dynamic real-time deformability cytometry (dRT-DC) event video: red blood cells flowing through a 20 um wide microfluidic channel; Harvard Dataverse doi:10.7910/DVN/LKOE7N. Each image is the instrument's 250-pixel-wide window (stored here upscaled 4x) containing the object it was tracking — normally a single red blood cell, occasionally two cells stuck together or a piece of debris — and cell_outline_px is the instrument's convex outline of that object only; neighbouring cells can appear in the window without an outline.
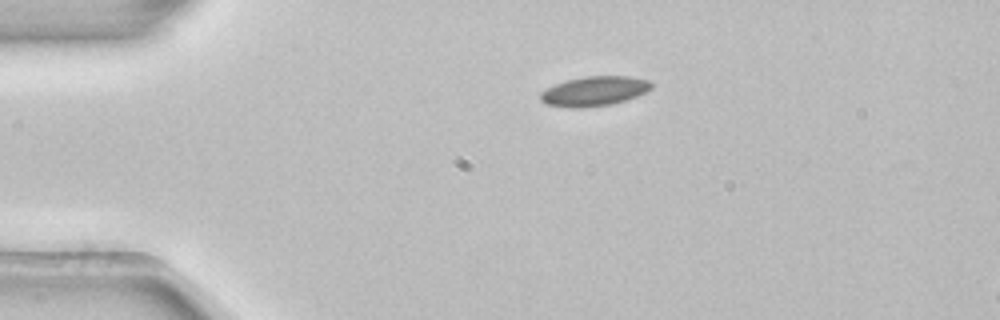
{"species": "common noctule bat (a hibernating species)", "species_latin": "Nyctalus noctula", "temperature_condition": "room temperature", "stored_images_in_passage": 40, "camera_frame_rate_fps": 3000, "um_per_image_px": 0.085, "animal": {"sex": "female", "body_mass_g": 22.7, "forearm_length_mm": 54.2}, "frame": {"image": 1, "passage_image": 1, "time_ms": 0.0, "image_size_px": [1000, 320], "cell_outline_px": [[652, 88], [636, 96], [624, 100], [608, 104], [580, 108], [572, 108], [544, 104], [540, 100], [540, 92], [556, 84], [568, 80], [584, 76], [632, 76], [652, 80]], "centroid_in_image_um": [50.52, 7.73], "position_along_channel_um": 34.5, "area_um2": 19.07}}
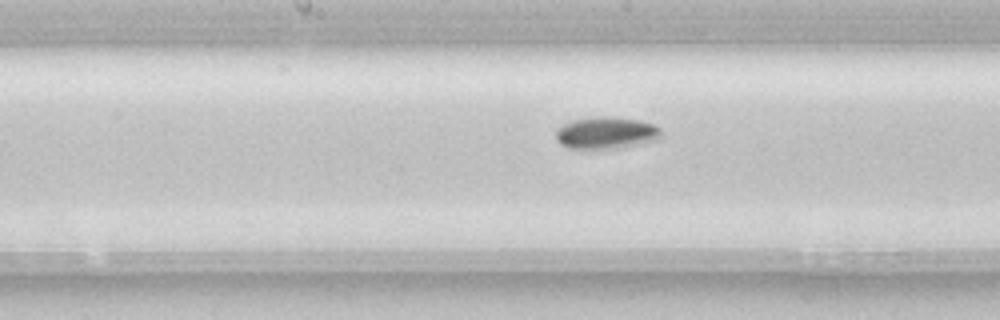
{"frame": {"image": 2, "passage_image": 17, "time_ms": 5.333, "image_size_px": [1000, 320], "cell_outline_px": [[660, 136], [656, 140], [640, 144], [620, 148], [568, 148], [560, 144], [556, 140], [556, 128], [572, 120], [600, 116], [612, 116], [640, 120], [652, 124], [660, 128]], "centroid_in_image_um": [51.5, 11.29], "position_along_channel_um": 196.7, "area_um2": 19.65}}
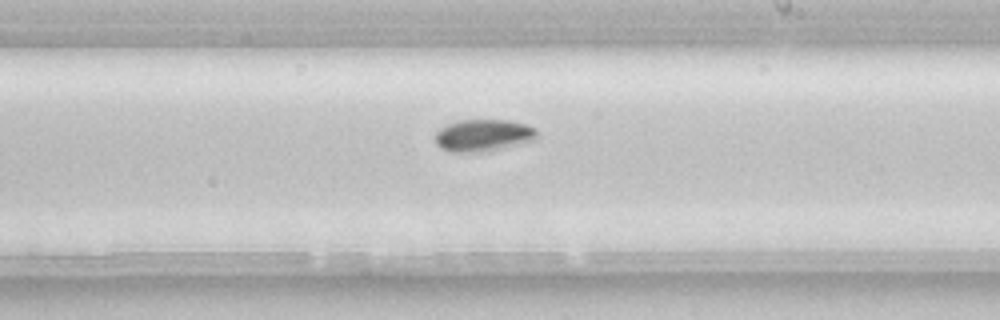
{"frame": {"image": 3, "passage_image": 21, "time_ms": 6.667, "image_size_px": [1000, 320], "cell_outline_px": [[536, 140], [500, 148], [472, 152], [452, 152], [440, 148], [436, 144], [436, 132], [440, 128], [448, 124], [460, 120], [508, 120], [524, 124], [536, 128]], "centroid_in_image_um": [41.06, 11.49], "position_along_channel_um": 247.9, "area_um2": 18.73}, "authors_computed_cell_mechanics": {"area_um2": 18.4671, "velocity_mm_per_s": 3.8599, "shape_relaxation_time_tau1_ms": 3.8584, "shape_relaxation_time_tau2_ms": null, "deformation_change_tau1": 0.0701, "deformation_change_tau2": null}}